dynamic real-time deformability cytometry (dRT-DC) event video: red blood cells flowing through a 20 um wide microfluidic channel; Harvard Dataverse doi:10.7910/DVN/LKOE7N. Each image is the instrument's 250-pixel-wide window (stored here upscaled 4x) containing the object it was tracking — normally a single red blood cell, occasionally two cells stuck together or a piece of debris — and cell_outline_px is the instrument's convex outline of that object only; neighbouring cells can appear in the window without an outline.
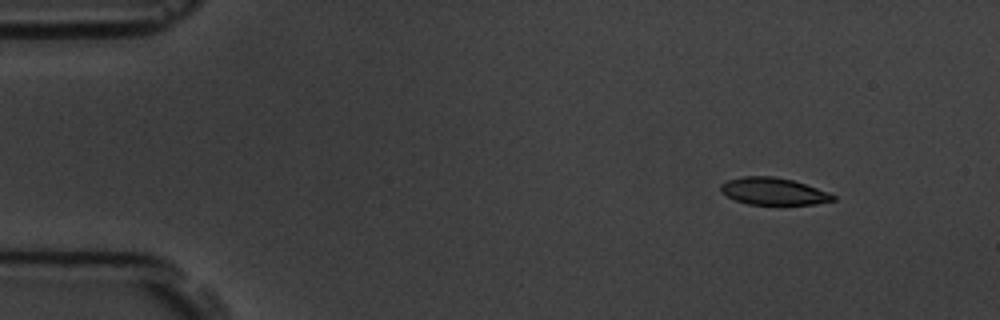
{"species": "common noctule bat (a hibernating species)", "species_latin": "Nyctalus noctula", "temperature_condition": "room temperature", "stored_images_in_passage": 4, "camera_frame_rate_fps": 3000, "um_per_image_px": 0.085, "animal": {"sex": "male", "body_mass_g": 19.5, "forearm_length_mm": 54.6}, "frame": {"image": 1, "passage_image": 1, "time_ms": 0.0, "image_size_px": [1000, 320], "cell_outline_px": [[836, 200], [816, 204], [748, 204], [736, 200], [720, 192], [720, 184], [728, 180], [744, 176], [772, 176], [792, 180], [828, 192], [836, 196]], "centroid_in_image_um": [65.73, 16.26], "position_along_channel_um": 19.3, "area_um2": 17.57}}
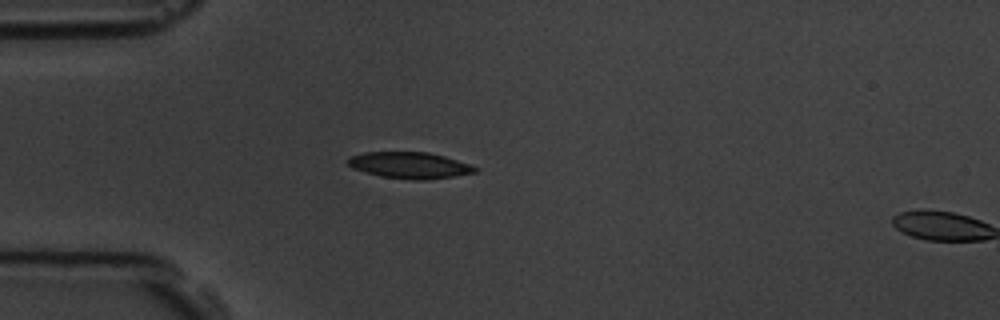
{"frame": {"image": 2, "passage_image": 3, "time_ms": 3.0, "image_size_px": [1000, 320], "cell_outline_px": [[480, 168], [476, 172], [452, 176], [424, 180], [412, 180], [380, 176], [364, 172], [352, 168], [344, 160], [352, 156], [364, 152], [428, 152], [444, 156]], "centroid_in_image_um": [34.78, 14.05], "position_along_channel_um": 50.2, "area_um2": 19.48}}